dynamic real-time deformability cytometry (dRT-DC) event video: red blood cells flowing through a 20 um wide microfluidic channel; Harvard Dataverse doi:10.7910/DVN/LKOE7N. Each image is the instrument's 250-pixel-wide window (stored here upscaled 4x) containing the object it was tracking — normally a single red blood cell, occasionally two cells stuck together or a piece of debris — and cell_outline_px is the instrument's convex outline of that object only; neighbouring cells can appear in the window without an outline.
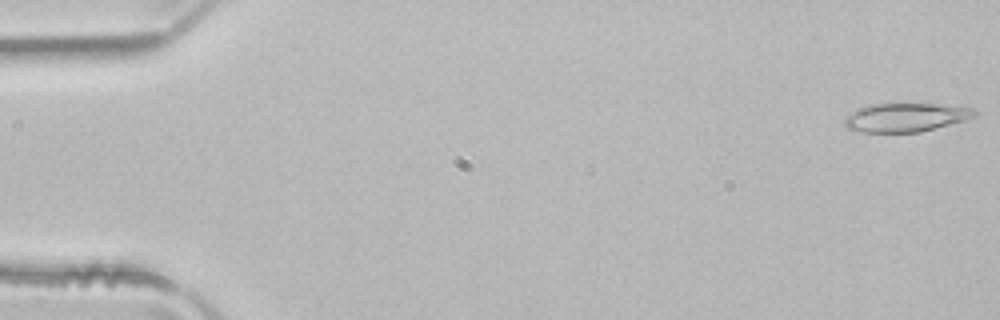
{"species": "common noctule bat (a hibernating species)", "species_latin": "Nyctalus noctula", "temperature_condition": "room temperature", "stored_images_in_passage": 51, "camera_frame_rate_fps": 3000, "um_per_image_px": 0.085, "animal": {"sex": "male", "body_mass_g": 21.5, "forearm_length_mm": 52.0}, "frame": {"image": 1, "passage_image": 1, "time_ms": 0.0, "image_size_px": [1000, 320], "cell_outline_px": [[976, 116], [964, 120], [920, 132], [864, 132], [848, 128], [844, 124], [844, 120], [852, 112], [868, 104], [940, 104], [972, 108], [976, 112]], "centroid_in_image_um": [76.99, 9.97], "position_along_channel_um": 8.0, "area_um2": 21.39}}
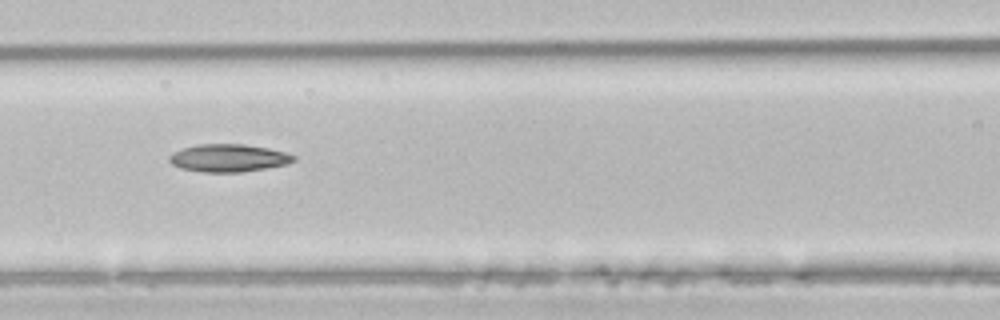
{"frame": {"image": 2, "passage_image": 22, "time_ms": 7.0, "image_size_px": [1000, 320], "cell_outline_px": [[296, 160], [288, 164], [240, 172], [204, 172], [180, 168], [172, 164], [168, 160], [168, 156], [172, 152], [196, 144], [244, 144], [268, 148], [284, 152], [296, 156]], "centroid_in_image_um": [19.4, 13.42], "position_along_channel_um": 147.2, "area_um2": 20.06}}
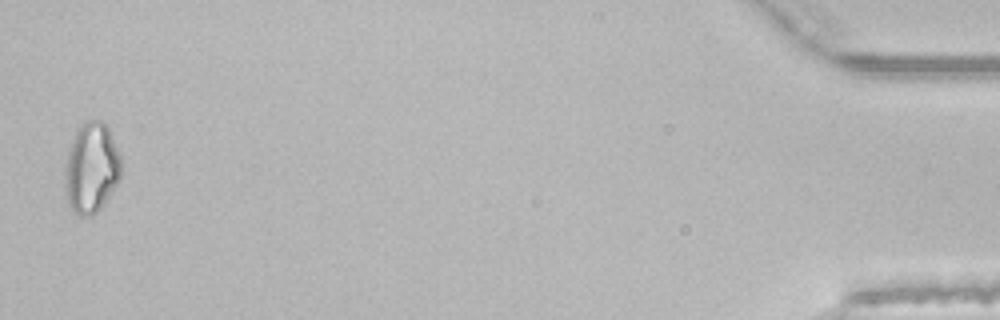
{"frame": {"image": 3, "passage_image": 50, "time_ms": 16.333, "image_size_px": [1000, 320], "cell_outline_px": [[120, 180], [104, 204], [92, 216], [80, 216], [68, 204], [68, 148], [76, 132], [88, 120], [100, 120], [108, 128], [120, 156]], "centroid_in_image_um": [7.83, 14.28], "position_along_channel_um": 427.4, "area_um2": 28.44}}